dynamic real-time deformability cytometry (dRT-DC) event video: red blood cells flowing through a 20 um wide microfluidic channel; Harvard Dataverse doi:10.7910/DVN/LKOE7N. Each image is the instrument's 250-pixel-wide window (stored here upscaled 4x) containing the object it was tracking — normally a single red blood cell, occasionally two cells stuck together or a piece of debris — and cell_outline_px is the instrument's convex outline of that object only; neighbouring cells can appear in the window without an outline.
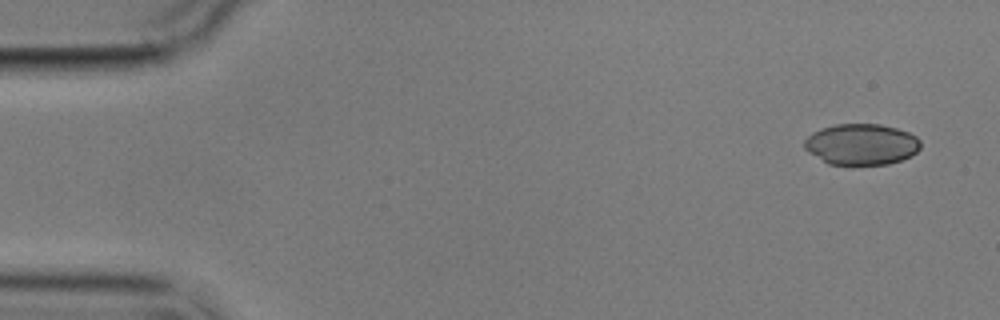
{"species": "common noctule bat (a hibernating species)", "species_latin": "Nyctalus noctula", "temperature_condition": "cold", "stored_images_in_passage": 4, "camera_frame_rate_fps": 3000, "um_per_image_px": 0.085, "animal": {"sex": "male", "body_mass_g": 17.9}, "frame": {"image": 1, "passage_image": 1, "time_ms": 0.0, "image_size_px": [1000, 320], "cell_outline_px": [[920, 148], [912, 156], [888, 164], [852, 168], [828, 164], [808, 152], [804, 148], [804, 140], [812, 132], [820, 128], [836, 124], [880, 124], [896, 128], [908, 132], [916, 136], [920, 140]], "centroid_in_image_um": [73.19, 12.31], "position_along_channel_um": 11.8, "area_um2": 28.73}}